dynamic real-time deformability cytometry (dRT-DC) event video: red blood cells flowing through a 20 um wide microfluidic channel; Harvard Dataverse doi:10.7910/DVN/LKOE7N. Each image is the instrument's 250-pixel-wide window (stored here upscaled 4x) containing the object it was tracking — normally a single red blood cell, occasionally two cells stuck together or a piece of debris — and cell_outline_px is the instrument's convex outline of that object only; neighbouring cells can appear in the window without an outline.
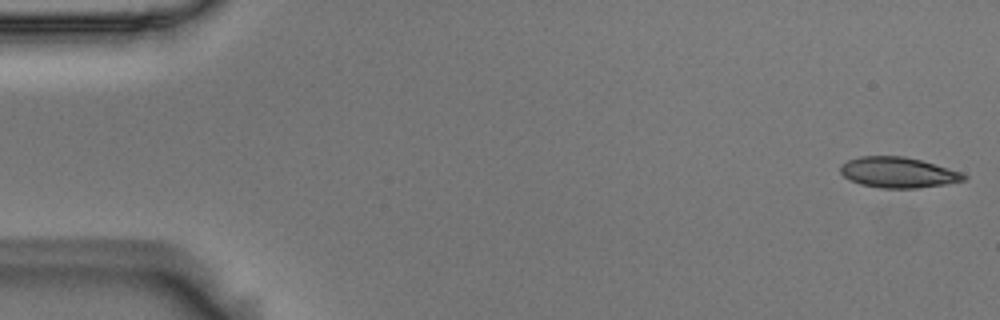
{"species": "Egyptian fruit bat (a non-hibernating species)", "species_latin": "Rousettus aegyptiacus", "temperature_condition": "room temperature", "stored_images_in_passage": 4, "camera_frame_rate_fps": 3000, "um_per_image_px": 0.085, "animal": {"sex": "male"}, "frame": {"image": 1, "passage_image": 1, "time_ms": 0.0, "image_size_px": [1000, 320], "cell_outline_px": [[968, 176], [964, 180], [944, 184], [916, 188], [880, 188], [860, 184], [844, 176], [840, 172], [840, 168], [848, 160], [860, 156], [904, 156], [920, 160], [960, 172]], "centroid_in_image_um": [76.32, 14.66], "position_along_channel_um": 8.7, "area_um2": 21.62}}
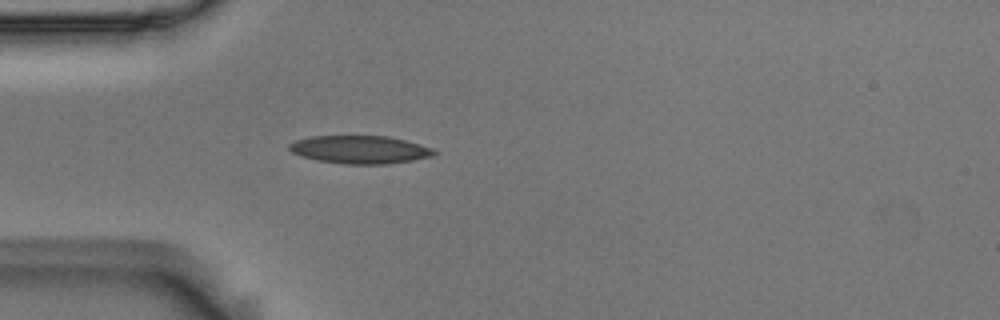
{"frame": {"image": 2, "passage_image": 4, "time_ms": 1.0, "image_size_px": [1000, 320], "cell_outline_px": [[440, 152], [432, 156], [412, 160], [384, 164], [348, 164], [316, 160], [300, 156], [292, 152], [288, 148], [288, 144], [296, 140], [312, 136], [388, 136], [404, 140], [432, 148]], "centroid_in_image_um": [30.58, 12.71], "position_along_channel_um": 54.4, "area_um2": 23.52}}